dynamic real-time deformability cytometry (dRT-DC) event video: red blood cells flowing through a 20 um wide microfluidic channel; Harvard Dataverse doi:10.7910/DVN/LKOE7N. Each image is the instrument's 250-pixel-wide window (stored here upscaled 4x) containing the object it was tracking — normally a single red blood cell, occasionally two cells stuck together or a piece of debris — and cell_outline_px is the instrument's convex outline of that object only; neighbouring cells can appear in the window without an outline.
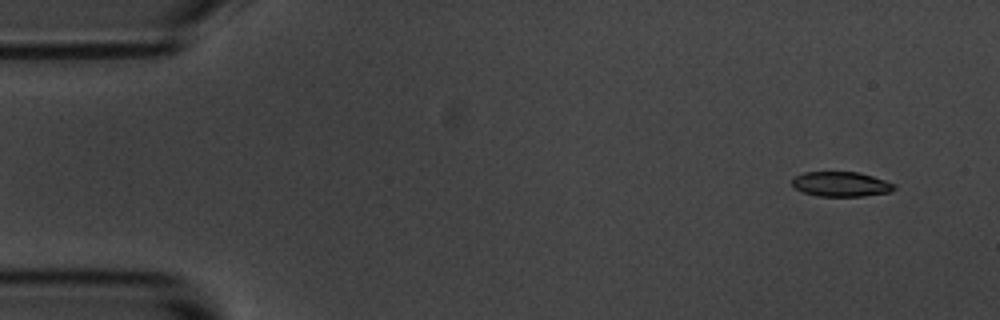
{"species": "common noctule bat (a hibernating species)", "species_latin": "Nyctalus noctula", "temperature_condition": "room temperature", "stored_images_in_passage": 5, "camera_frame_rate_fps": 3000, "um_per_image_px": 0.085, "animal": {"sex": "male", "body_mass_g": 20.1, "forearm_length_mm": 53.5}, "frame": {"image": 1, "passage_image": 1, "time_ms": 0.0, "image_size_px": [1000, 320], "cell_outline_px": [[896, 188], [888, 192], [864, 196], [820, 196], [804, 192], [796, 188], [792, 184], [792, 180], [796, 176], [804, 172], [860, 172], [896, 184]], "centroid_in_image_um": [71.51, 15.65], "position_along_channel_um": 13.5, "area_um2": 14.62}}